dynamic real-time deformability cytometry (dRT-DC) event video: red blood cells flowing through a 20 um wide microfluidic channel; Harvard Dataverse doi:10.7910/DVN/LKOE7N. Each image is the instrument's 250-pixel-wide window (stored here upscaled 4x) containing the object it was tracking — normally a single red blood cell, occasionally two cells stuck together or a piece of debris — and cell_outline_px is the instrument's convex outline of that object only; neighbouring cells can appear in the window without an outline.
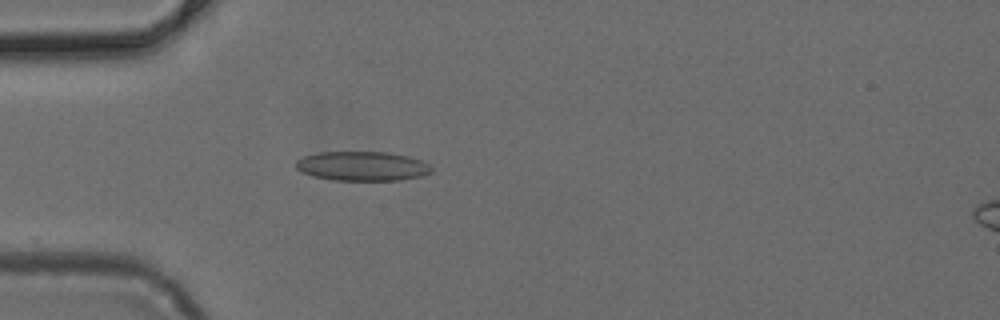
{"species": "common noctule bat (a hibernating species)", "species_latin": "Nyctalus noctula", "temperature_condition": "cold", "stored_images_in_passage": 3, "camera_frame_rate_fps": 3000, "um_per_image_px": 0.085, "animal": {"sex": "female", "body_mass_g": 24.6, "forearm_length_mm": 56.2}, "frame": {"image": 1, "passage_image": 3, "time_ms": 0.667, "image_size_px": [1000, 320], "cell_outline_px": [[432, 172], [420, 176], [400, 180], [336, 180], [312, 176], [296, 168], [296, 160], [304, 156], [320, 152], [388, 152], [408, 156], [420, 160], [428, 164], [432, 168]], "centroid_in_image_um": [30.8, 14.11], "position_along_channel_um": 54.2, "area_um2": 23.06}}